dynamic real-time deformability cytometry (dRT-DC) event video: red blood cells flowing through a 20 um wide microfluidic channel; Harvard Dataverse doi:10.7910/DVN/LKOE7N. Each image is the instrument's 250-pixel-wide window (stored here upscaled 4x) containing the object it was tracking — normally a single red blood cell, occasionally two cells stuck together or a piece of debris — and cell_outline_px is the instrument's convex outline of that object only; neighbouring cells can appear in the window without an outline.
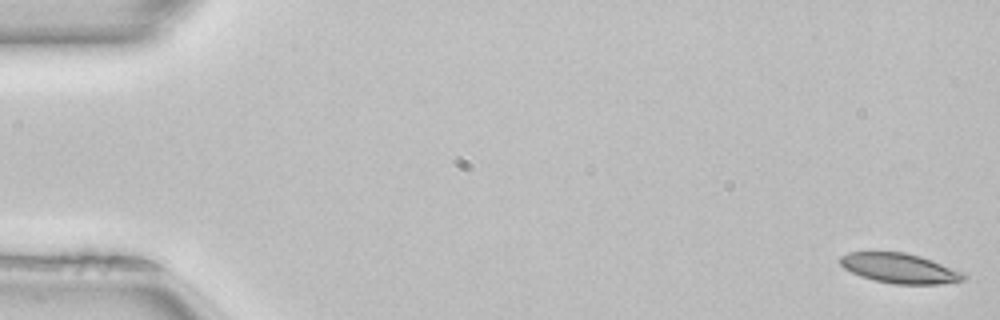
{"species": "common noctule bat (a hibernating species)", "species_latin": "Nyctalus noctula", "temperature_condition": "room temperature", "stored_images_in_passage": 52, "camera_frame_rate_fps": 3000, "um_per_image_px": 0.085, "animal": {"sex": "female", "body_mass_g": 22.7, "forearm_length_mm": 54.2}, "frame": {"image": 1, "passage_image": 1, "time_ms": 0.0, "image_size_px": [1000, 320], "cell_outline_px": [[968, 276], [964, 280], [940, 284], [896, 284], [872, 280], [860, 276], [844, 268], [840, 264], [840, 256], [848, 252], [904, 252], [920, 256], [932, 260], [960, 272]], "centroid_in_image_um": [76.43, 22.8], "position_along_channel_um": 8.6, "area_um2": 21.33}}
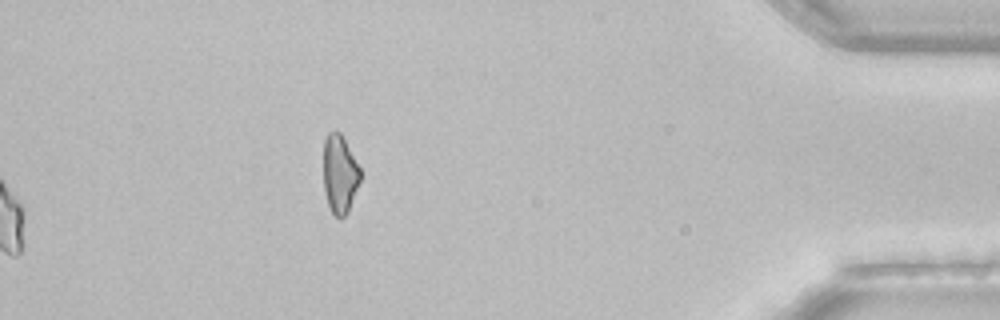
{"frame": {"image": 2, "passage_image": 52, "time_ms": 17.0, "image_size_px": [1000, 320], "cell_outline_px": [[360, 180], [348, 212], [340, 220], [332, 212], [328, 204], [324, 192], [324, 140], [328, 132], [340, 132], [360, 168]], "centroid_in_image_um": [28.87, 14.82], "position_along_channel_um": 406.3, "area_um2": 16.65}, "authors_computed_cell_mechanics": {"area_um2": 21.6172, "velocity_mm_per_s": 4.0242, "shape_relaxation_time_tau1_ms": 8.8772, "shape_relaxation_time_tau2_ms": 10.0272, "deformation_change_tau1": 0.1457, "deformation_change_tau2": 0.1773}}